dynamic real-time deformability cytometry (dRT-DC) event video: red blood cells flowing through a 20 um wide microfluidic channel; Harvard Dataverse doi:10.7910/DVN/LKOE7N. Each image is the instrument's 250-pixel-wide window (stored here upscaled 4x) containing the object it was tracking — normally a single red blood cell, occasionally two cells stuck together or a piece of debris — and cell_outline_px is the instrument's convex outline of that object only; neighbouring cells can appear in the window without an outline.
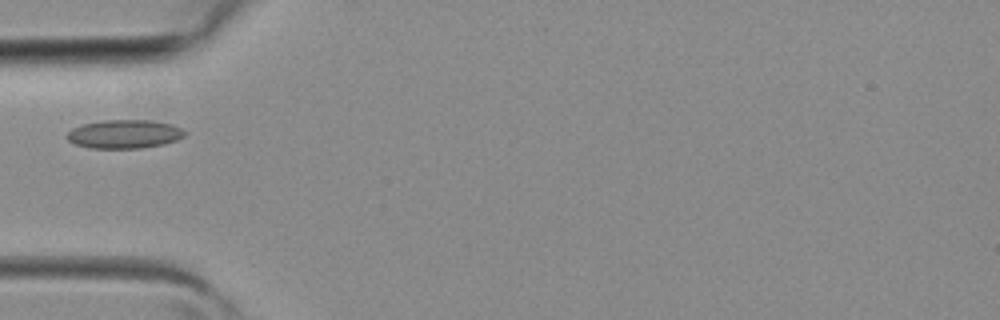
{"species": "common noctule bat (a hibernating species)", "species_latin": "Nyctalus noctula", "temperature_condition": "room temperature", "stored_images_in_passage": 4, "camera_frame_rate_fps": 3000, "um_per_image_px": 0.085, "animal": {"sex": "female", "body_mass_g": 19.3, "forearm_length_mm": 54.1}, "frame": {"image": 1, "passage_image": 4, "time_ms": 1.0, "image_size_px": [1000, 320], "cell_outline_px": [[184, 136], [176, 140], [164, 144], [140, 148], [92, 148], [76, 144], [68, 140], [68, 132], [72, 128], [84, 124], [104, 120], [148, 120], [172, 124], [180, 128], [184, 132]], "centroid_in_image_um": [10.57, 11.39], "position_along_channel_um": 74.4, "area_um2": 19.36}}